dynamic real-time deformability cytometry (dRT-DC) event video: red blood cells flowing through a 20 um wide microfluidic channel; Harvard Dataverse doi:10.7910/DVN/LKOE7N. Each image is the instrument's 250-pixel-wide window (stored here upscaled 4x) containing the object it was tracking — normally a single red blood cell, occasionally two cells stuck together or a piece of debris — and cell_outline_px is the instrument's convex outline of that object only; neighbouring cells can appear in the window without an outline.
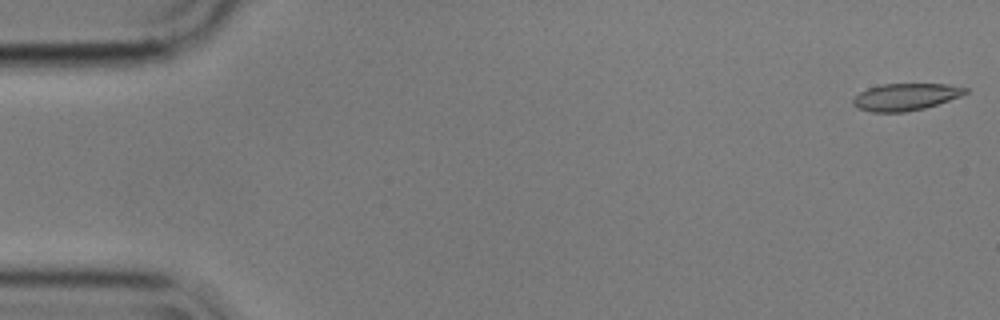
{"species": "common noctule bat (a hibernating species)", "species_latin": "Nyctalus noctula", "temperature_condition": "cold", "stored_images_in_passage": 56, "camera_frame_rate_fps": 3000, "um_per_image_px": 0.085, "animal": {"sex": "male", "body_mass_g": 17.9}, "frame": {"image": 1, "passage_image": 1, "time_ms": 0.0, "image_size_px": [1000, 320], "cell_outline_px": [[968, 92], [960, 96], [924, 108], [904, 112], [872, 112], [860, 108], [852, 104], [852, 100], [860, 92], [868, 88], [880, 84], [948, 84], [968, 88]], "centroid_in_image_um": [76.97, 8.23], "position_along_channel_um": 8.0, "area_um2": 17.51}}
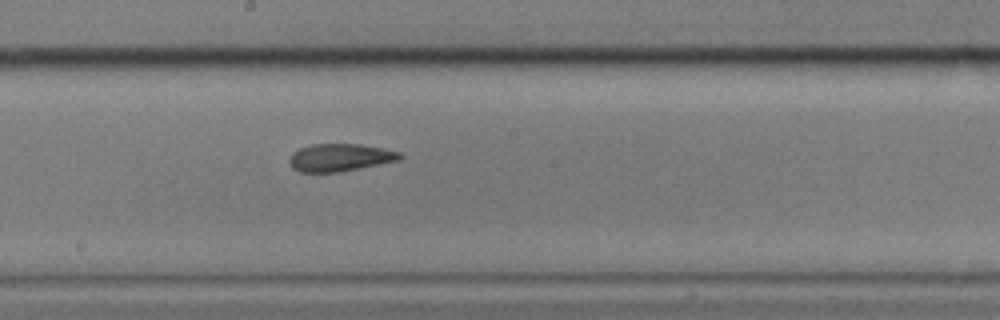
{"frame": {"image": 2, "passage_image": 30, "time_ms": 9.667, "image_size_px": [1000, 320], "cell_outline_px": [[404, 156], [400, 160], [340, 172], [300, 172], [292, 168], [288, 160], [292, 152], [300, 148], [312, 144], [360, 144], [384, 148], [400, 152]], "centroid_in_image_um": [28.9, 13.39], "position_along_channel_um": 219.3, "area_um2": 17.92}}
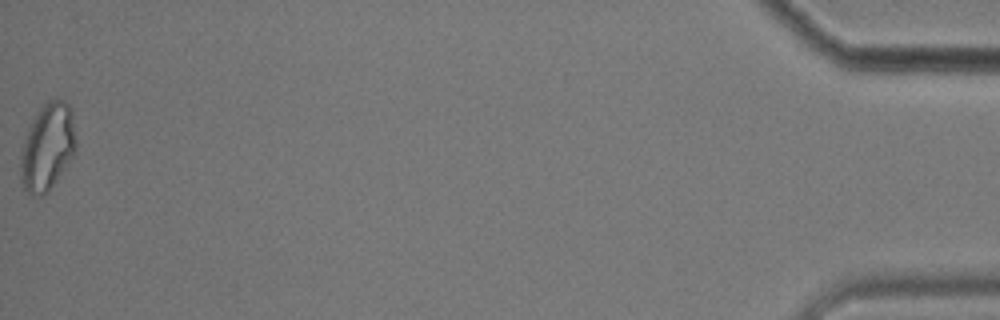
{"frame": {"image": 3, "passage_image": 56, "time_ms": 18.333, "image_size_px": [1000, 320], "cell_outline_px": [[76, 152], [48, 192], [40, 196], [32, 196], [24, 192], [20, 180], [20, 148], [40, 108], [48, 100], [64, 100], [72, 108], [76, 140]], "centroid_in_image_um": [4.03, 12.54], "position_along_channel_um": 431.2, "area_um2": 28.26}, "authors_computed_cell_mechanics": {"area_um2": 18.3804, "velocity_mm_per_s": 3.565, "shape_relaxation_time_tau1_ms": null, "shape_relaxation_time_tau2_ms": 4.1702, "deformation_change_tau1": null, "deformation_change_tau2": 0.1036}}